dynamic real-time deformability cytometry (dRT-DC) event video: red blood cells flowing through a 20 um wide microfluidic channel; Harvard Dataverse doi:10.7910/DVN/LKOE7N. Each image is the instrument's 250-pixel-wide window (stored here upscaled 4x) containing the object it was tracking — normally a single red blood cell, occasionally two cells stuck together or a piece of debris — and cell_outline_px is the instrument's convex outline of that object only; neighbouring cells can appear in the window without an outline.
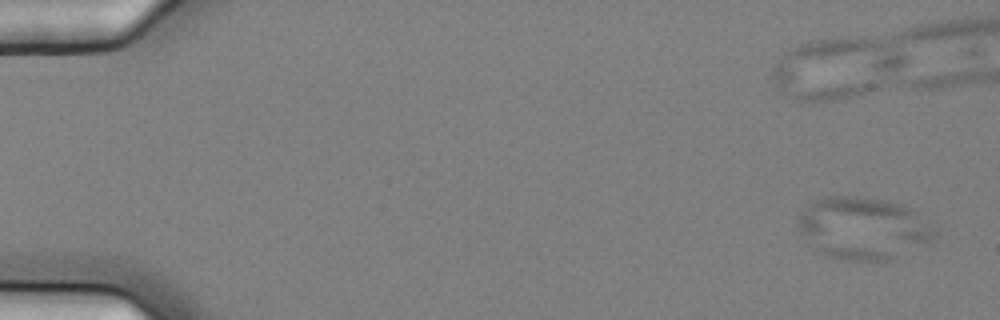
{"species": "common noctule bat (a hibernating species)", "species_latin": "Nyctalus noctula", "temperature_condition": "cold", "stored_images_in_passage": 17, "camera_frame_rate_fps": 3000, "um_per_image_px": 0.085, "animal": {"sex": "female", "body_mass_g": 25.1}, "frame": {"image": 1, "passage_image": 3, "time_ms": 0.667, "image_size_px": [1000, 320], "cell_outline_px": [[936, 236], [932, 240], [896, 260], [840, 260], [824, 256], [808, 244], [800, 232], [796, 224], [796, 220], [800, 212], [808, 204], [824, 196], [856, 196], [884, 200], [900, 204], [912, 208], [936, 232]], "centroid_in_image_um": [73.32, 19.42], "position_along_channel_um": 11.7, "area_um2": 50.05}}